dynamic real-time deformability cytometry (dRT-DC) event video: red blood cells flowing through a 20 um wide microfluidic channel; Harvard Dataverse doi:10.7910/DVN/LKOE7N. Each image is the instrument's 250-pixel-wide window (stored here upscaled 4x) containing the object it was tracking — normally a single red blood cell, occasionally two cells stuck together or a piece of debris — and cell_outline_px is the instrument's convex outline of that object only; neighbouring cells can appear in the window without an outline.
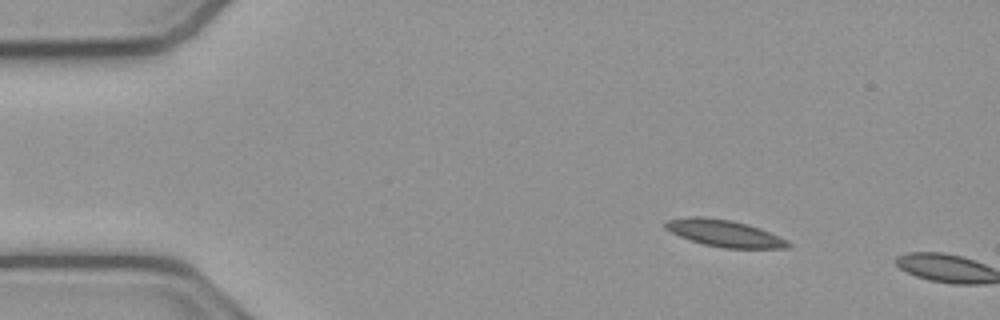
{"species": "common noctule bat (a hibernating species)", "species_latin": "Nyctalus noctula", "temperature_condition": "cold", "stored_images_in_passage": 2, "camera_frame_rate_fps": 3000, "um_per_image_px": 0.085, "animal": {"sex": "male", "body_mass_g": 23.1, "forearm_length_mm": 52.7}, "frame": {"image": 1, "passage_image": 1, "time_ms": 0.0, "image_size_px": [1000, 320], "cell_outline_px": [[792, 244], [788, 248], [724, 248], [704, 244], [688, 240], [664, 228], [664, 220], [688, 216], [704, 216], [732, 220], [748, 224], [760, 228], [788, 240]], "centroid_in_image_um": [61.55, 19.81], "position_along_channel_um": 23.5, "area_um2": 19.42}}